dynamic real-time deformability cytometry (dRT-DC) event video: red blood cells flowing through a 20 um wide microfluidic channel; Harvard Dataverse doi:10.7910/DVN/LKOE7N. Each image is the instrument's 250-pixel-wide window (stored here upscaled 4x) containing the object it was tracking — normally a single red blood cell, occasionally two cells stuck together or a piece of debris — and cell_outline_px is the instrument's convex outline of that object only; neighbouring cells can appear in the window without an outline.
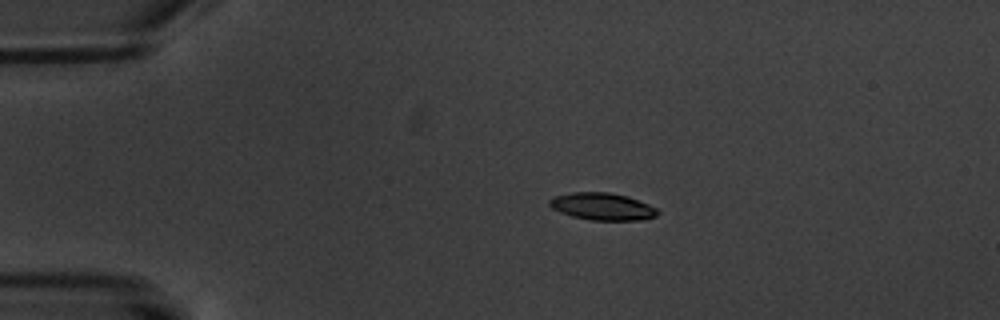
{"species": "common noctule bat (a hibernating species)", "species_latin": "Nyctalus noctula", "temperature_condition": "warm", "stored_images_in_passage": 5, "camera_frame_rate_fps": 3000, "um_per_image_px": 0.085, "animal": {"sex": "male", "body_mass_g": 20.1, "forearm_length_mm": 53.5}, "frame": {"image": 1, "passage_image": 2, "time_ms": 1.333, "image_size_px": [1000, 320], "cell_outline_px": [[660, 212], [656, 216], [640, 220], [592, 220], [572, 216], [560, 212], [552, 208], [548, 204], [548, 200], [552, 196], [572, 192], [608, 192], [628, 196], [648, 204], [656, 208]], "centroid_in_image_um": [51.17, 17.54], "position_along_channel_um": 33.8, "area_um2": 17.22}}
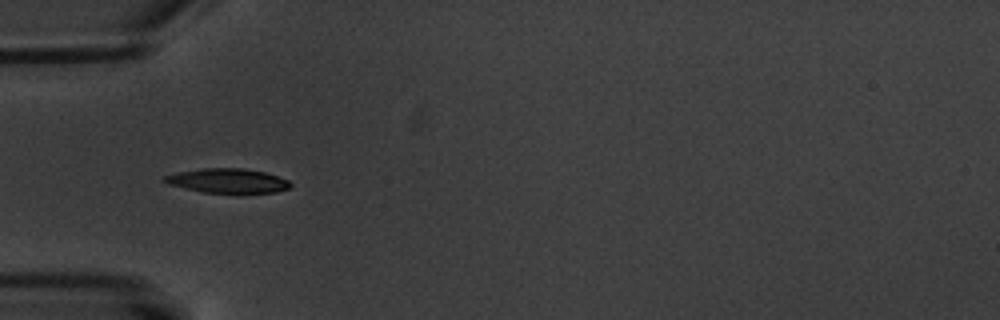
{"frame": {"image": 2, "passage_image": 4, "time_ms": 3.667, "image_size_px": [1000, 320], "cell_outline_px": [[292, 184], [288, 188], [276, 192], [236, 196], [200, 192], [168, 184], [160, 180], [164, 176], [180, 172], [204, 168], [244, 168], [264, 172], [288, 180]], "centroid_in_image_um": [19.36, 15.42], "position_along_channel_um": 65.6, "area_um2": 18.73}}